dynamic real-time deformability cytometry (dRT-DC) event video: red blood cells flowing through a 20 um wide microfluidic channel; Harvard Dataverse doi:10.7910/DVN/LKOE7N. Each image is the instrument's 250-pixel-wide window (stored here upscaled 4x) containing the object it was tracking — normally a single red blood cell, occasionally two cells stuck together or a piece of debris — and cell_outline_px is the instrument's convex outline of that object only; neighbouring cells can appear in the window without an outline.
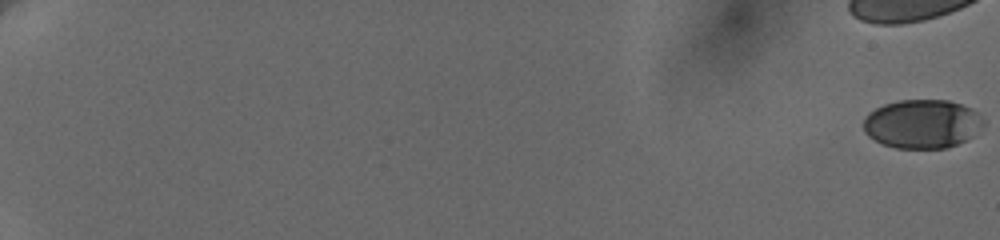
{"species": "human", "species_latin": "Homo sapiens", "temperature_condition": "cold", "stored_images_in_passage": 9, "camera_frame_rate_fps": 3000, "um_per_image_px": 0.085, "donor": {"sex": "female"}, "frame": {"image": 1, "passage_image": 1, "time_ms": 0.0, "image_size_px": [1000, 240], "cell_outline_px": [[984, 124], [972, 136], [956, 144], [944, 148], [896, 148], [884, 144], [868, 136], [864, 132], [864, 116], [868, 112], [884, 104], [900, 100], [948, 100], [972, 108], [984, 120]], "centroid_in_image_um": [78.36, 10.52], "position_along_channel_um": 6.6, "area_um2": 33.99}}